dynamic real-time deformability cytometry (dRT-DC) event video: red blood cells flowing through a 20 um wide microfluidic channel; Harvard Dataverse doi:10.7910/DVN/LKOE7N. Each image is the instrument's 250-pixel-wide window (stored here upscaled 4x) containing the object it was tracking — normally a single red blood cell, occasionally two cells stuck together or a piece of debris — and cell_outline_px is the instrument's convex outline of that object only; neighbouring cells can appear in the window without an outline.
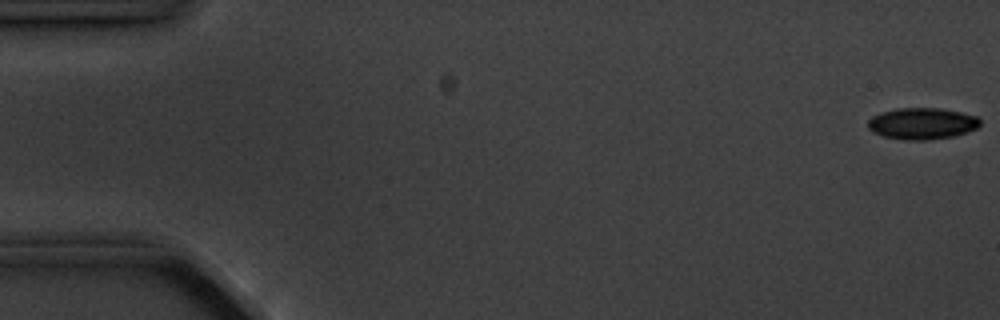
{"species": "common noctule bat (a hibernating species)", "species_latin": "Nyctalus noctula", "temperature_condition": "cold", "stored_images_in_passage": 6, "camera_frame_rate_fps": 3000, "um_per_image_px": 0.085, "animal": {"sex": "male", "body_mass_g": 20.1, "forearm_length_mm": 53.5}, "frame": {"image": 1, "passage_image": 1, "time_ms": 0.0, "image_size_px": [1000, 320], "cell_outline_px": [[980, 124], [976, 128], [952, 136], [928, 140], [904, 140], [884, 136], [872, 132], [868, 128], [868, 120], [872, 116], [880, 112], [896, 108], [940, 108], [960, 112], [976, 116], [980, 120]], "centroid_in_image_um": [78.33, 10.49], "position_along_channel_um": 6.7, "area_um2": 20.52}}
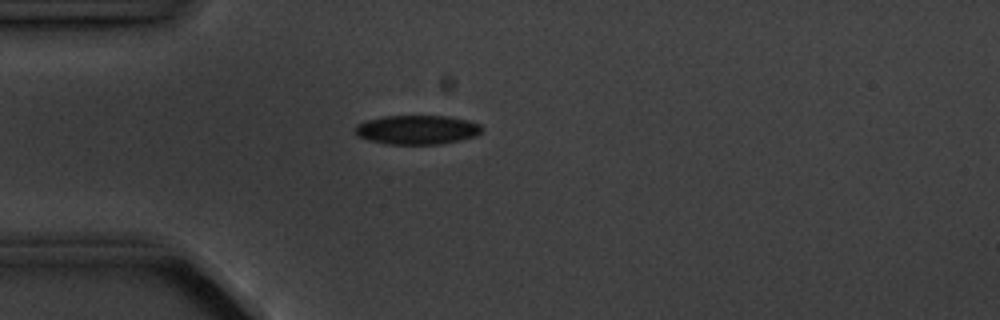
{"frame": {"image": 2, "passage_image": 5, "time_ms": 4.667, "image_size_px": [1000, 320], "cell_outline_px": [[484, 128], [476, 136], [460, 140], [440, 144], [388, 144], [368, 140], [356, 136], [356, 124], [364, 120], [384, 116], [448, 116], [468, 120], [480, 124]], "centroid_in_image_um": [35.45, 11.02], "position_along_channel_um": 49.6, "area_um2": 21.68}}